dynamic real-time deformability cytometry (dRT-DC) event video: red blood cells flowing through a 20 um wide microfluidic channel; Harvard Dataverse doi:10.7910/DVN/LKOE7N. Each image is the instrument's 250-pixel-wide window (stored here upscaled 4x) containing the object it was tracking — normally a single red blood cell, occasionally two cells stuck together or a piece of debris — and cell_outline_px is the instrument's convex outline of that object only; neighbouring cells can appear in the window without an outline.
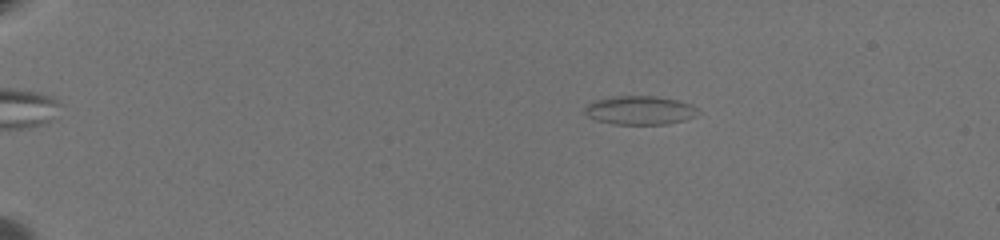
{"species": "common noctule bat (a hibernating species)", "species_latin": "Nyctalus noctula", "temperature_condition": "warm", "stored_images_in_passage": 68, "camera_frame_rate_fps": 3000, "um_per_image_px": 0.085, "animal": {"sex": "female", "body_mass_g": 19.5, "forearm_length_mm": 54.1}, "frame": {"image": 1, "passage_image": 15, "time_ms": 4.667, "image_size_px": [1000, 240], "cell_outline_px": [[700, 108], [696, 116], [684, 120], [664, 124], [612, 124], [596, 120], [588, 116], [584, 112], [584, 108], [588, 104], [596, 100], [620, 96], [656, 96], [676, 100], [692, 104]], "centroid_in_image_um": [54.42, 9.38], "position_along_channel_um": 30.6, "area_um2": 18.9}}
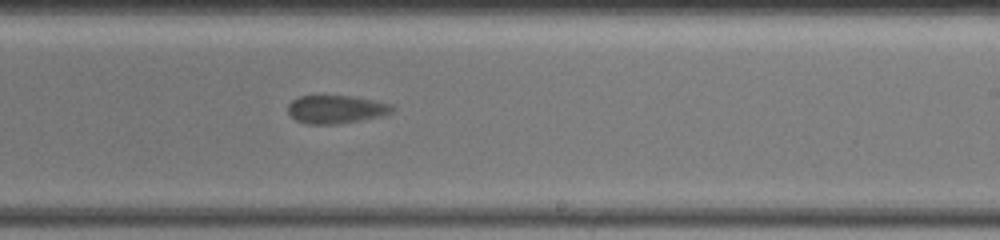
{"frame": {"image": 2, "passage_image": 46, "time_ms": 15.0, "image_size_px": [1000, 240], "cell_outline_px": [[396, 108], [392, 112], [384, 116], [336, 124], [308, 124], [296, 120], [288, 112], [288, 104], [292, 100], [300, 96], [352, 96], [392, 104]], "centroid_in_image_um": [28.59, 9.29], "position_along_channel_um": 260.4, "area_um2": 17.11}}
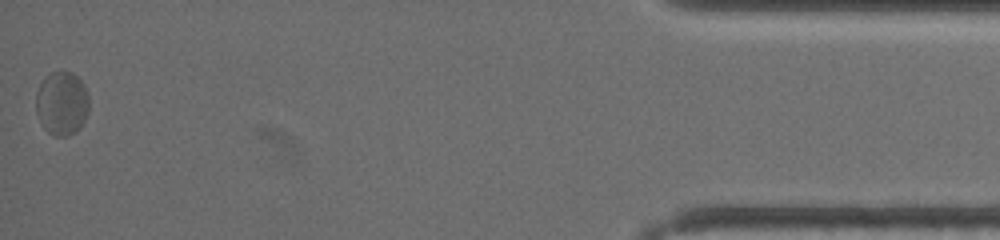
{"frame": {"image": 3, "passage_image": 68, "time_ms": 22.333, "image_size_px": [1000, 240], "cell_outline_px": [[88, 112], [80, 128], [68, 136], [56, 136], [48, 132], [44, 128], [36, 112], [36, 92], [40, 84], [52, 72], [72, 72], [84, 84], [88, 92]], "centroid_in_image_um": [5.27, 8.79], "position_along_channel_um": 429.9, "area_um2": 19.59}, "authors_computed_cell_mechanics": {"area_um2": 18.3226, "velocity_mm_per_s": 3.3016, "shape_relaxation_time_tau1_ms": 8.4218, "shape_relaxation_time_tau2_ms": null, "deformation_change_tau1": 0.1493, "deformation_change_tau2": null}}